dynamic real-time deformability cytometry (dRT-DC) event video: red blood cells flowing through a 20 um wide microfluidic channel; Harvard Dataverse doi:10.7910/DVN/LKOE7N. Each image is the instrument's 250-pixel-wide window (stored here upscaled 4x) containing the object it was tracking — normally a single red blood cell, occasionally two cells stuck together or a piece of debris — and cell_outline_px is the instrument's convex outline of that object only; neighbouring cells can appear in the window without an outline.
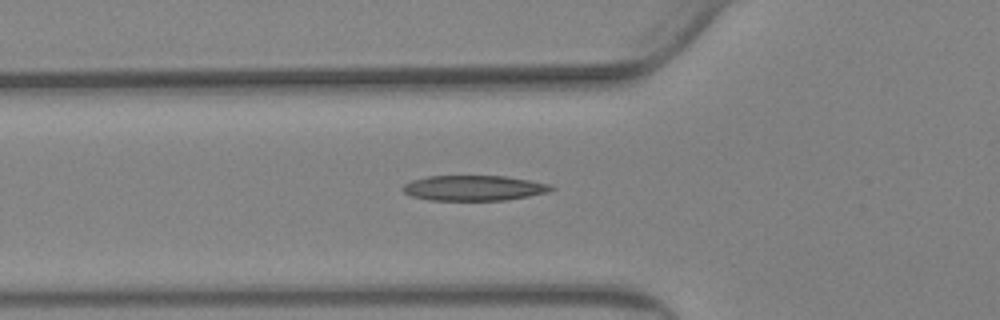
{"species": "Egyptian fruit bat (a non-hibernating species)", "species_latin": "Rousettus aegyptiacus", "temperature_condition": "warm", "stored_images_in_passage": 38, "camera_frame_rate_fps": 3000, "um_per_image_px": 0.085, "animal": {"sex": "female"}, "frame": {"image": 1, "passage_image": 2, "time_ms": 0.333, "image_size_px": [1000, 320], "cell_outline_px": [[556, 188], [548, 192], [528, 196], [504, 200], [428, 200], [412, 196], [404, 192], [400, 188], [404, 184], [412, 180], [428, 176], [504, 176], [552, 184]], "centroid_in_image_um": [40.27, 15.98], "position_along_channel_um": 85.5, "area_um2": 21.85}}
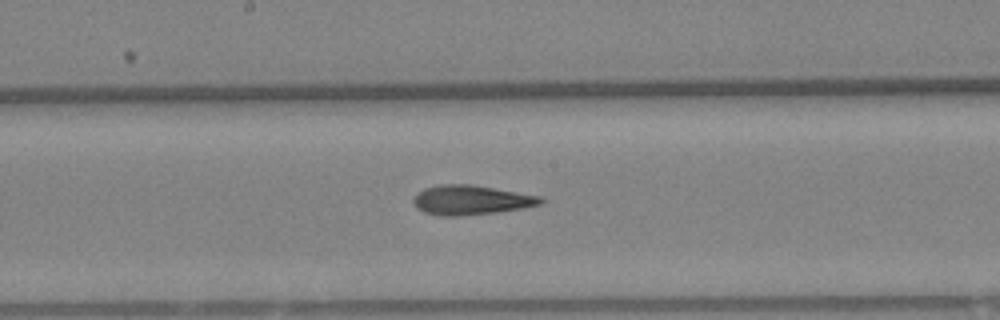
{"frame": {"image": 2, "passage_image": 12, "time_ms": 3.667, "image_size_px": [1000, 320], "cell_outline_px": [[544, 200], [540, 204], [524, 208], [496, 212], [456, 216], [440, 216], [424, 212], [416, 208], [412, 200], [424, 188], [440, 184], [472, 184], [544, 196]], "centroid_in_image_um": [40.07, 16.99], "position_along_channel_um": 208.1, "area_um2": 22.02}}
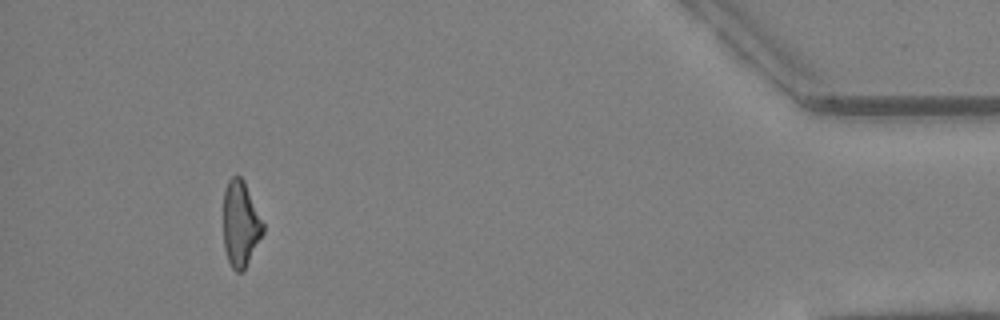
{"frame": {"image": 3, "passage_image": 34, "time_ms": 11.0, "image_size_px": [1000, 320], "cell_outline_px": [[264, 232], [244, 272], [236, 272], [232, 268], [228, 260], [224, 248], [224, 188], [228, 180], [232, 176], [240, 176], [244, 180], [264, 224]], "centroid_in_image_um": [20.45, 19.05], "position_along_channel_um": 414.8, "area_um2": 19.94}}